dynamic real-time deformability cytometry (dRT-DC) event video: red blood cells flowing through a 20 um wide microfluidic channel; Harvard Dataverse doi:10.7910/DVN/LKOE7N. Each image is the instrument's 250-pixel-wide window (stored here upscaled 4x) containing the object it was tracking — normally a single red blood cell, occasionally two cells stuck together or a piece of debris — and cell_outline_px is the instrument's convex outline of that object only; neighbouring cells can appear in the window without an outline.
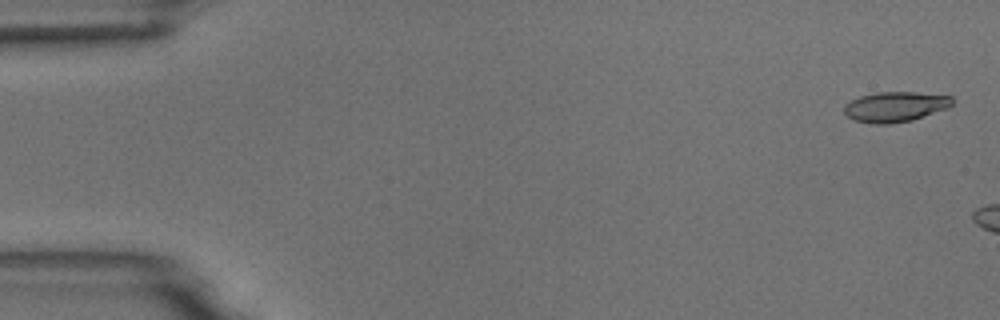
{"species": "common noctule bat (a hibernating species)", "species_latin": "Nyctalus noctula", "temperature_condition": "room temperature", "stored_images_in_passage": 3, "camera_frame_rate_fps": 3000, "um_per_image_px": 0.085, "animal": {"sex": "male", "body_mass_g": 18.8}, "frame": {"image": 1, "passage_image": 1, "time_ms": 0.0, "image_size_px": [1000, 320], "cell_outline_px": [[952, 104], [948, 108], [912, 120], [888, 124], [872, 124], [856, 120], [848, 116], [844, 112], [844, 104], [860, 96], [876, 92], [916, 92], [952, 96]], "centroid_in_image_um": [76.09, 9.07], "position_along_channel_um": 8.9, "area_um2": 18.96}}